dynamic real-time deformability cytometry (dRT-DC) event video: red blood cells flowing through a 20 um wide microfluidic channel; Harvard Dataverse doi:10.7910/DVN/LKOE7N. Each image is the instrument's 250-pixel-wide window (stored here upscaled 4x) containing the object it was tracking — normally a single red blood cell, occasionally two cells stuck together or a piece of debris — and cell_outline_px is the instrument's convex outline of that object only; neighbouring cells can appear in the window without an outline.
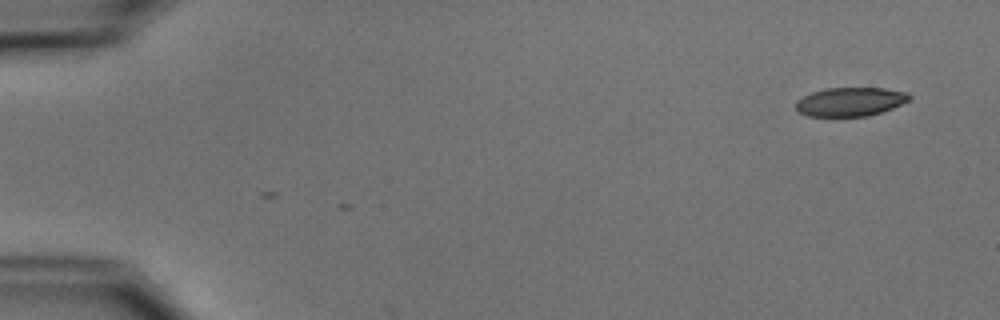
{"species": "common noctule bat (a hibernating species)", "species_latin": "Nyctalus noctula", "temperature_condition": "cold", "stored_images_in_passage": 6, "camera_frame_rate_fps": 3000, "um_per_image_px": 0.085, "animal": {"sex": "male", "body_mass_g": 15.6}, "frame": {"image": 1, "passage_image": 6, "time_ms": 1.667, "image_size_px": [1000, 320], "cell_outline_px": [[912, 100], [892, 108], [868, 116], [808, 116], [800, 112], [796, 108], [796, 100], [812, 92], [828, 88], [884, 88], [908, 92], [912, 96]], "centroid_in_image_um": [72.32, 8.64], "position_along_channel_um": 12.7, "area_um2": 19.07}}